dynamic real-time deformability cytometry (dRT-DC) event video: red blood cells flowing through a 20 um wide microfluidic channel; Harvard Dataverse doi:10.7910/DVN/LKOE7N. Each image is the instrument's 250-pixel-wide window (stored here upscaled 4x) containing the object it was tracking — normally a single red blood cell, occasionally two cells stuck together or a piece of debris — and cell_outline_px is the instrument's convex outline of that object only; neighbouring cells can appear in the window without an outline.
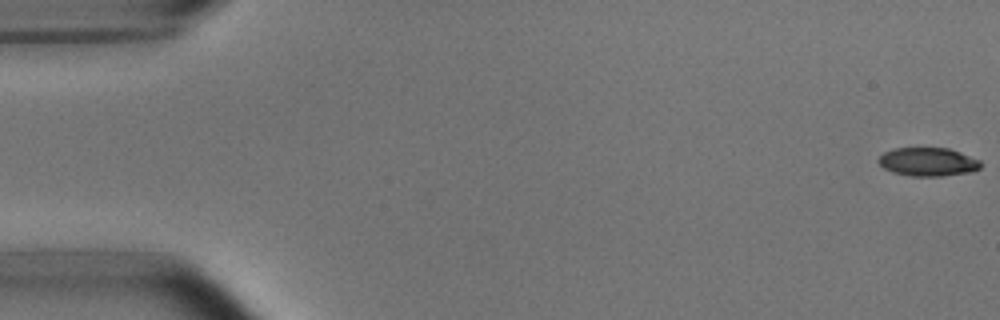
{"species": "common noctule bat (a hibernating species)", "species_latin": "Nyctalus noctula", "temperature_condition": "room temperature", "stored_images_in_passage": 20, "camera_frame_rate_fps": 3000, "um_per_image_px": 0.085, "animal": {"sex": "male", "body_mass_g": 15.6}, "frame": {"image": 1, "passage_image": 1, "time_ms": 0.0, "image_size_px": [1000, 320], "cell_outline_px": [[980, 168], [972, 172], [940, 176], [912, 176], [892, 172], [884, 168], [876, 160], [884, 152], [892, 148], [948, 148], [960, 152], [980, 160]], "centroid_in_image_um": [78.86, 13.75], "position_along_channel_um": 6.1, "area_um2": 16.99}}
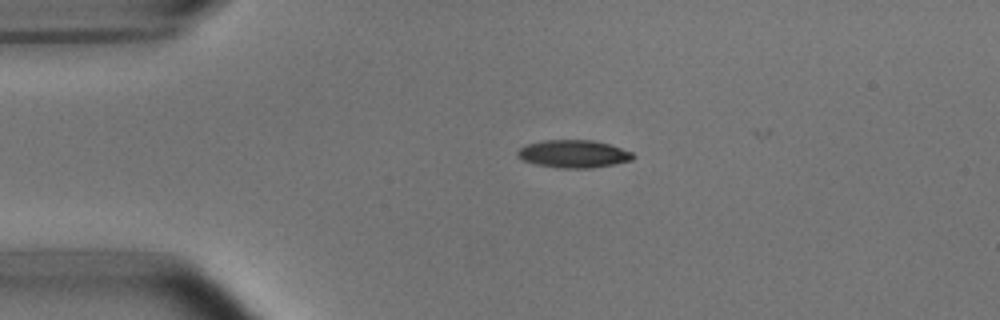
{"frame": {"image": 2, "passage_image": 12, "time_ms": 3.667, "image_size_px": [1000, 320], "cell_outline_px": [[636, 156], [632, 160], [616, 164], [592, 168], [560, 168], [536, 164], [524, 160], [516, 156], [516, 152], [524, 144], [544, 140], [592, 140], [608, 144], [632, 152]], "centroid_in_image_um": [48.74, 13.08], "position_along_channel_um": 36.3, "area_um2": 18.73}}
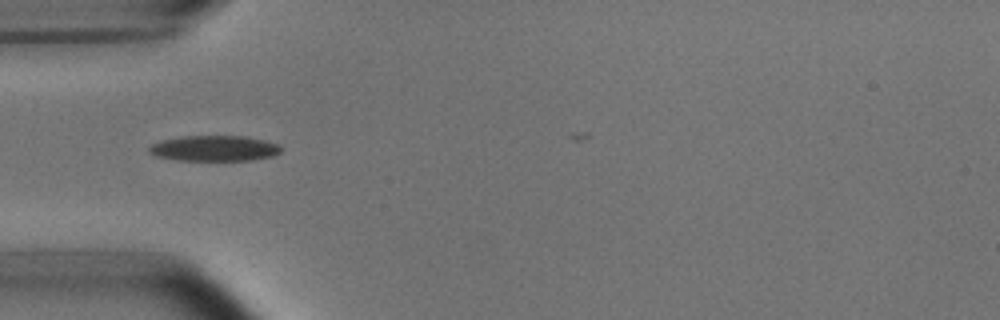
{"frame": {"image": 3, "passage_image": 17, "time_ms": 5.333, "image_size_px": [1000, 320], "cell_outline_px": [[280, 152], [272, 156], [252, 160], [176, 160], [156, 156], [148, 152], [148, 148], [152, 144], [160, 140], [180, 136], [248, 136], [264, 140], [276, 144], [280, 148]], "centroid_in_image_um": [18.16, 12.6], "position_along_channel_um": 66.8, "area_um2": 19.65}}